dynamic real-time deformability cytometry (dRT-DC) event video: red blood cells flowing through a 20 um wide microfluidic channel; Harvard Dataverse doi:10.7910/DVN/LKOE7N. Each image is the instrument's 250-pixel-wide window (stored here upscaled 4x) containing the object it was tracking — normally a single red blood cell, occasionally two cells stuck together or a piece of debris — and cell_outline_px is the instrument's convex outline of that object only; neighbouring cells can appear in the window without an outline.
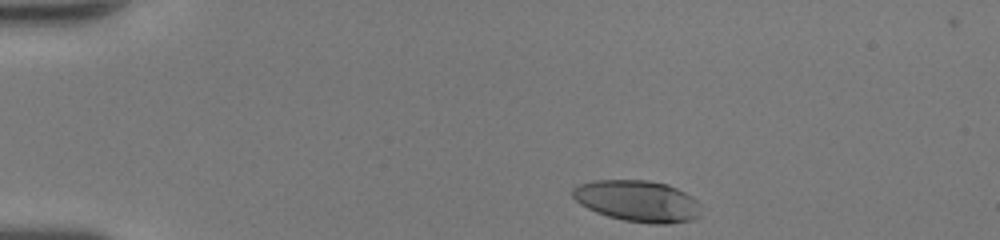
{"species": "human", "species_latin": "Homo sapiens", "temperature_condition": "room temperature", "stored_images_in_passage": 8, "camera_frame_rate_fps": 3000, "um_per_image_px": 0.085, "donor": {"sex": "female"}, "frame": {"image": 1, "passage_image": 1, "time_ms": 0.0, "image_size_px": [1000, 240], "cell_outline_px": [[700, 216], [692, 220], [668, 224], [652, 224], [624, 220], [608, 216], [596, 212], [580, 204], [572, 196], [572, 188], [580, 184], [596, 180], [648, 180], [668, 184], [692, 196], [700, 204]], "centroid_in_image_um": [54.21, 17.09], "position_along_channel_um": 30.8, "area_um2": 31.04}}